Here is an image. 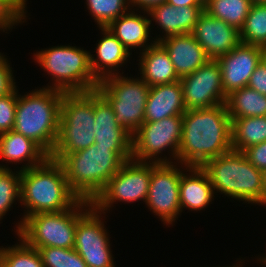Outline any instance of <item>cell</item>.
<instances>
[{
    "mask_svg": "<svg viewBox=\"0 0 266 267\" xmlns=\"http://www.w3.org/2000/svg\"><path fill=\"white\" fill-rule=\"evenodd\" d=\"M247 86L266 95V66L262 62L256 66Z\"/></svg>",
    "mask_w": 266,
    "mask_h": 267,
    "instance_id": "obj_38",
    "label": "cell"
},
{
    "mask_svg": "<svg viewBox=\"0 0 266 267\" xmlns=\"http://www.w3.org/2000/svg\"><path fill=\"white\" fill-rule=\"evenodd\" d=\"M99 29L102 38H98L95 45L96 54L90 53V65L94 77L101 81L108 76L123 74L119 70L130 64L132 55L107 27Z\"/></svg>",
    "mask_w": 266,
    "mask_h": 267,
    "instance_id": "obj_18",
    "label": "cell"
},
{
    "mask_svg": "<svg viewBox=\"0 0 266 267\" xmlns=\"http://www.w3.org/2000/svg\"><path fill=\"white\" fill-rule=\"evenodd\" d=\"M181 134L182 116L143 123L132 136V159L157 164L177 163Z\"/></svg>",
    "mask_w": 266,
    "mask_h": 267,
    "instance_id": "obj_10",
    "label": "cell"
},
{
    "mask_svg": "<svg viewBox=\"0 0 266 267\" xmlns=\"http://www.w3.org/2000/svg\"><path fill=\"white\" fill-rule=\"evenodd\" d=\"M28 11L19 0H0V33H6L27 22ZM11 30V31H10Z\"/></svg>",
    "mask_w": 266,
    "mask_h": 267,
    "instance_id": "obj_34",
    "label": "cell"
},
{
    "mask_svg": "<svg viewBox=\"0 0 266 267\" xmlns=\"http://www.w3.org/2000/svg\"><path fill=\"white\" fill-rule=\"evenodd\" d=\"M94 144L97 147H132V136L116 121L108 101L94 90Z\"/></svg>",
    "mask_w": 266,
    "mask_h": 267,
    "instance_id": "obj_23",
    "label": "cell"
},
{
    "mask_svg": "<svg viewBox=\"0 0 266 267\" xmlns=\"http://www.w3.org/2000/svg\"><path fill=\"white\" fill-rule=\"evenodd\" d=\"M251 6L250 0H210L204 11L240 30Z\"/></svg>",
    "mask_w": 266,
    "mask_h": 267,
    "instance_id": "obj_28",
    "label": "cell"
},
{
    "mask_svg": "<svg viewBox=\"0 0 266 267\" xmlns=\"http://www.w3.org/2000/svg\"><path fill=\"white\" fill-rule=\"evenodd\" d=\"M261 48V62L266 66V46H262Z\"/></svg>",
    "mask_w": 266,
    "mask_h": 267,
    "instance_id": "obj_43",
    "label": "cell"
},
{
    "mask_svg": "<svg viewBox=\"0 0 266 267\" xmlns=\"http://www.w3.org/2000/svg\"><path fill=\"white\" fill-rule=\"evenodd\" d=\"M90 51L83 47L58 45L33 53V60L48 74L50 81L43 88L64 93L94 91L99 81L90 65Z\"/></svg>",
    "mask_w": 266,
    "mask_h": 267,
    "instance_id": "obj_6",
    "label": "cell"
},
{
    "mask_svg": "<svg viewBox=\"0 0 266 267\" xmlns=\"http://www.w3.org/2000/svg\"><path fill=\"white\" fill-rule=\"evenodd\" d=\"M16 237L19 241L16 244L0 246V260L7 267H44L38 250Z\"/></svg>",
    "mask_w": 266,
    "mask_h": 267,
    "instance_id": "obj_30",
    "label": "cell"
},
{
    "mask_svg": "<svg viewBox=\"0 0 266 267\" xmlns=\"http://www.w3.org/2000/svg\"><path fill=\"white\" fill-rule=\"evenodd\" d=\"M18 88L0 96V134L13 130L16 117Z\"/></svg>",
    "mask_w": 266,
    "mask_h": 267,
    "instance_id": "obj_35",
    "label": "cell"
},
{
    "mask_svg": "<svg viewBox=\"0 0 266 267\" xmlns=\"http://www.w3.org/2000/svg\"><path fill=\"white\" fill-rule=\"evenodd\" d=\"M266 253V252H265ZM262 254H260L259 256H257L256 258V260H255V263L257 262V264L259 263V264H261L262 265V267H266V254H263L262 256H261ZM264 265V266H263Z\"/></svg>",
    "mask_w": 266,
    "mask_h": 267,
    "instance_id": "obj_42",
    "label": "cell"
},
{
    "mask_svg": "<svg viewBox=\"0 0 266 267\" xmlns=\"http://www.w3.org/2000/svg\"><path fill=\"white\" fill-rule=\"evenodd\" d=\"M137 58V75L150 87L180 80L169 54L159 42L139 53Z\"/></svg>",
    "mask_w": 266,
    "mask_h": 267,
    "instance_id": "obj_25",
    "label": "cell"
},
{
    "mask_svg": "<svg viewBox=\"0 0 266 267\" xmlns=\"http://www.w3.org/2000/svg\"><path fill=\"white\" fill-rule=\"evenodd\" d=\"M159 43L169 54L180 78L195 72L210 60L192 33L166 37Z\"/></svg>",
    "mask_w": 266,
    "mask_h": 267,
    "instance_id": "obj_21",
    "label": "cell"
},
{
    "mask_svg": "<svg viewBox=\"0 0 266 267\" xmlns=\"http://www.w3.org/2000/svg\"><path fill=\"white\" fill-rule=\"evenodd\" d=\"M266 205V171L264 172V180H263V197H262V206Z\"/></svg>",
    "mask_w": 266,
    "mask_h": 267,
    "instance_id": "obj_41",
    "label": "cell"
},
{
    "mask_svg": "<svg viewBox=\"0 0 266 267\" xmlns=\"http://www.w3.org/2000/svg\"><path fill=\"white\" fill-rule=\"evenodd\" d=\"M48 157L37 143L14 130L0 134L1 169H11L10 163L16 166L20 164V167L14 166L15 169L26 170L42 164Z\"/></svg>",
    "mask_w": 266,
    "mask_h": 267,
    "instance_id": "obj_20",
    "label": "cell"
},
{
    "mask_svg": "<svg viewBox=\"0 0 266 267\" xmlns=\"http://www.w3.org/2000/svg\"><path fill=\"white\" fill-rule=\"evenodd\" d=\"M105 215L92 206L77 222L73 248L88 267L116 266Z\"/></svg>",
    "mask_w": 266,
    "mask_h": 267,
    "instance_id": "obj_13",
    "label": "cell"
},
{
    "mask_svg": "<svg viewBox=\"0 0 266 267\" xmlns=\"http://www.w3.org/2000/svg\"><path fill=\"white\" fill-rule=\"evenodd\" d=\"M203 7H205L209 2L210 0H197Z\"/></svg>",
    "mask_w": 266,
    "mask_h": 267,
    "instance_id": "obj_46",
    "label": "cell"
},
{
    "mask_svg": "<svg viewBox=\"0 0 266 267\" xmlns=\"http://www.w3.org/2000/svg\"><path fill=\"white\" fill-rule=\"evenodd\" d=\"M150 176L151 162H141L131 158L123 163L91 204L97 211L106 214L110 213L109 211L115 208L114 204L118 202L146 203Z\"/></svg>",
    "mask_w": 266,
    "mask_h": 267,
    "instance_id": "obj_11",
    "label": "cell"
},
{
    "mask_svg": "<svg viewBox=\"0 0 266 267\" xmlns=\"http://www.w3.org/2000/svg\"><path fill=\"white\" fill-rule=\"evenodd\" d=\"M132 158V147H97L67 154L61 161L72 191L81 199L92 202L106 183Z\"/></svg>",
    "mask_w": 266,
    "mask_h": 267,
    "instance_id": "obj_3",
    "label": "cell"
},
{
    "mask_svg": "<svg viewBox=\"0 0 266 267\" xmlns=\"http://www.w3.org/2000/svg\"><path fill=\"white\" fill-rule=\"evenodd\" d=\"M166 2V0H129L131 9L149 11L153 6Z\"/></svg>",
    "mask_w": 266,
    "mask_h": 267,
    "instance_id": "obj_39",
    "label": "cell"
},
{
    "mask_svg": "<svg viewBox=\"0 0 266 267\" xmlns=\"http://www.w3.org/2000/svg\"><path fill=\"white\" fill-rule=\"evenodd\" d=\"M94 119V91L63 93L58 137L49 157L60 162L94 144Z\"/></svg>",
    "mask_w": 266,
    "mask_h": 267,
    "instance_id": "obj_7",
    "label": "cell"
},
{
    "mask_svg": "<svg viewBox=\"0 0 266 267\" xmlns=\"http://www.w3.org/2000/svg\"><path fill=\"white\" fill-rule=\"evenodd\" d=\"M150 86L139 75H112L99 81L96 90L108 101L119 125L133 136L144 123Z\"/></svg>",
    "mask_w": 266,
    "mask_h": 267,
    "instance_id": "obj_9",
    "label": "cell"
},
{
    "mask_svg": "<svg viewBox=\"0 0 266 267\" xmlns=\"http://www.w3.org/2000/svg\"><path fill=\"white\" fill-rule=\"evenodd\" d=\"M0 52V96H4L13 91L17 86L14 77V70L9 59Z\"/></svg>",
    "mask_w": 266,
    "mask_h": 267,
    "instance_id": "obj_36",
    "label": "cell"
},
{
    "mask_svg": "<svg viewBox=\"0 0 266 267\" xmlns=\"http://www.w3.org/2000/svg\"><path fill=\"white\" fill-rule=\"evenodd\" d=\"M107 28L131 55H133L132 51L136 50L137 54L141 53L156 42L150 33L152 31L148 11L130 9L112 21ZM138 50L140 52H137Z\"/></svg>",
    "mask_w": 266,
    "mask_h": 267,
    "instance_id": "obj_19",
    "label": "cell"
},
{
    "mask_svg": "<svg viewBox=\"0 0 266 267\" xmlns=\"http://www.w3.org/2000/svg\"><path fill=\"white\" fill-rule=\"evenodd\" d=\"M25 93L18 89L13 130L33 140L50 156L58 137L64 92L40 87Z\"/></svg>",
    "mask_w": 266,
    "mask_h": 267,
    "instance_id": "obj_4",
    "label": "cell"
},
{
    "mask_svg": "<svg viewBox=\"0 0 266 267\" xmlns=\"http://www.w3.org/2000/svg\"><path fill=\"white\" fill-rule=\"evenodd\" d=\"M166 2L174 7L178 6H202L197 0H166Z\"/></svg>",
    "mask_w": 266,
    "mask_h": 267,
    "instance_id": "obj_40",
    "label": "cell"
},
{
    "mask_svg": "<svg viewBox=\"0 0 266 267\" xmlns=\"http://www.w3.org/2000/svg\"><path fill=\"white\" fill-rule=\"evenodd\" d=\"M227 112L232 119L266 116V95L245 86L227 95Z\"/></svg>",
    "mask_w": 266,
    "mask_h": 267,
    "instance_id": "obj_26",
    "label": "cell"
},
{
    "mask_svg": "<svg viewBox=\"0 0 266 267\" xmlns=\"http://www.w3.org/2000/svg\"><path fill=\"white\" fill-rule=\"evenodd\" d=\"M240 31V42L266 46V3L252 4Z\"/></svg>",
    "mask_w": 266,
    "mask_h": 267,
    "instance_id": "obj_29",
    "label": "cell"
},
{
    "mask_svg": "<svg viewBox=\"0 0 266 267\" xmlns=\"http://www.w3.org/2000/svg\"><path fill=\"white\" fill-rule=\"evenodd\" d=\"M252 4H262L266 3V0H250Z\"/></svg>",
    "mask_w": 266,
    "mask_h": 267,
    "instance_id": "obj_45",
    "label": "cell"
},
{
    "mask_svg": "<svg viewBox=\"0 0 266 267\" xmlns=\"http://www.w3.org/2000/svg\"><path fill=\"white\" fill-rule=\"evenodd\" d=\"M214 195L208 175L201 167L188 166L182 172L179 188L181 215L184 209L197 213L204 211L214 201Z\"/></svg>",
    "mask_w": 266,
    "mask_h": 267,
    "instance_id": "obj_24",
    "label": "cell"
},
{
    "mask_svg": "<svg viewBox=\"0 0 266 267\" xmlns=\"http://www.w3.org/2000/svg\"><path fill=\"white\" fill-rule=\"evenodd\" d=\"M192 34L213 60L229 53L240 43V31L236 27L210 16L206 11L200 15Z\"/></svg>",
    "mask_w": 266,
    "mask_h": 267,
    "instance_id": "obj_16",
    "label": "cell"
},
{
    "mask_svg": "<svg viewBox=\"0 0 266 267\" xmlns=\"http://www.w3.org/2000/svg\"><path fill=\"white\" fill-rule=\"evenodd\" d=\"M216 60L221 68L222 86L227 96L248 85L252 73L261 62V48L240 42Z\"/></svg>",
    "mask_w": 266,
    "mask_h": 267,
    "instance_id": "obj_15",
    "label": "cell"
},
{
    "mask_svg": "<svg viewBox=\"0 0 266 267\" xmlns=\"http://www.w3.org/2000/svg\"><path fill=\"white\" fill-rule=\"evenodd\" d=\"M19 2L23 5V7L27 10V0H19Z\"/></svg>",
    "mask_w": 266,
    "mask_h": 267,
    "instance_id": "obj_47",
    "label": "cell"
},
{
    "mask_svg": "<svg viewBox=\"0 0 266 267\" xmlns=\"http://www.w3.org/2000/svg\"><path fill=\"white\" fill-rule=\"evenodd\" d=\"M203 11V6L174 7L167 2L153 6L148 11L151 21V30L154 28V22L157 28L159 26V29L161 28V33L156 35V37L154 36L153 39L159 42L166 37L192 33Z\"/></svg>",
    "mask_w": 266,
    "mask_h": 267,
    "instance_id": "obj_17",
    "label": "cell"
},
{
    "mask_svg": "<svg viewBox=\"0 0 266 267\" xmlns=\"http://www.w3.org/2000/svg\"><path fill=\"white\" fill-rule=\"evenodd\" d=\"M232 149L244 151L266 141V116L232 119Z\"/></svg>",
    "mask_w": 266,
    "mask_h": 267,
    "instance_id": "obj_27",
    "label": "cell"
},
{
    "mask_svg": "<svg viewBox=\"0 0 266 267\" xmlns=\"http://www.w3.org/2000/svg\"><path fill=\"white\" fill-rule=\"evenodd\" d=\"M13 170L0 168V224L17 202L20 205L21 171Z\"/></svg>",
    "mask_w": 266,
    "mask_h": 267,
    "instance_id": "obj_31",
    "label": "cell"
},
{
    "mask_svg": "<svg viewBox=\"0 0 266 267\" xmlns=\"http://www.w3.org/2000/svg\"><path fill=\"white\" fill-rule=\"evenodd\" d=\"M92 207L79 200L72 208L60 212L38 213L26 217L15 234L33 248H73L78 220Z\"/></svg>",
    "mask_w": 266,
    "mask_h": 267,
    "instance_id": "obj_8",
    "label": "cell"
},
{
    "mask_svg": "<svg viewBox=\"0 0 266 267\" xmlns=\"http://www.w3.org/2000/svg\"><path fill=\"white\" fill-rule=\"evenodd\" d=\"M85 4L97 28L107 27L131 9L129 0H86Z\"/></svg>",
    "mask_w": 266,
    "mask_h": 267,
    "instance_id": "obj_32",
    "label": "cell"
},
{
    "mask_svg": "<svg viewBox=\"0 0 266 267\" xmlns=\"http://www.w3.org/2000/svg\"><path fill=\"white\" fill-rule=\"evenodd\" d=\"M37 250L44 267H88L74 248L41 247Z\"/></svg>",
    "mask_w": 266,
    "mask_h": 267,
    "instance_id": "obj_33",
    "label": "cell"
},
{
    "mask_svg": "<svg viewBox=\"0 0 266 267\" xmlns=\"http://www.w3.org/2000/svg\"><path fill=\"white\" fill-rule=\"evenodd\" d=\"M186 110L180 80L152 86L146 100L144 123L160 121L170 116H182Z\"/></svg>",
    "mask_w": 266,
    "mask_h": 267,
    "instance_id": "obj_22",
    "label": "cell"
},
{
    "mask_svg": "<svg viewBox=\"0 0 266 267\" xmlns=\"http://www.w3.org/2000/svg\"><path fill=\"white\" fill-rule=\"evenodd\" d=\"M186 109L209 108L225 103L221 68L210 59L195 72L180 78Z\"/></svg>",
    "mask_w": 266,
    "mask_h": 267,
    "instance_id": "obj_14",
    "label": "cell"
},
{
    "mask_svg": "<svg viewBox=\"0 0 266 267\" xmlns=\"http://www.w3.org/2000/svg\"><path fill=\"white\" fill-rule=\"evenodd\" d=\"M79 200L70 188L59 161L48 157L42 164L22 170L20 206H23L24 213L20 221L14 224L15 234L20 230L26 217L67 210Z\"/></svg>",
    "mask_w": 266,
    "mask_h": 267,
    "instance_id": "obj_2",
    "label": "cell"
},
{
    "mask_svg": "<svg viewBox=\"0 0 266 267\" xmlns=\"http://www.w3.org/2000/svg\"><path fill=\"white\" fill-rule=\"evenodd\" d=\"M188 166L181 163L151 162V176L146 207L158 216L164 226L175 225L181 217L179 188L182 172Z\"/></svg>",
    "mask_w": 266,
    "mask_h": 267,
    "instance_id": "obj_12",
    "label": "cell"
},
{
    "mask_svg": "<svg viewBox=\"0 0 266 267\" xmlns=\"http://www.w3.org/2000/svg\"><path fill=\"white\" fill-rule=\"evenodd\" d=\"M0 267H7V266L0 260Z\"/></svg>",
    "mask_w": 266,
    "mask_h": 267,
    "instance_id": "obj_48",
    "label": "cell"
},
{
    "mask_svg": "<svg viewBox=\"0 0 266 267\" xmlns=\"http://www.w3.org/2000/svg\"><path fill=\"white\" fill-rule=\"evenodd\" d=\"M246 158L252 163L258 170L266 171V141L252 145L243 151Z\"/></svg>",
    "mask_w": 266,
    "mask_h": 267,
    "instance_id": "obj_37",
    "label": "cell"
},
{
    "mask_svg": "<svg viewBox=\"0 0 266 267\" xmlns=\"http://www.w3.org/2000/svg\"><path fill=\"white\" fill-rule=\"evenodd\" d=\"M237 261H238V262H237ZM235 262H237V263H234L235 265L233 264L232 266H231V265H230V266L228 265V266H225V267H242V266H244L243 264L245 263V262H244L243 260H241V259H240V260L238 259V260H236ZM242 262H243V263H242ZM240 263H241V264H240ZM218 267H221V266L218 265ZM222 267H224V266H222Z\"/></svg>",
    "mask_w": 266,
    "mask_h": 267,
    "instance_id": "obj_44",
    "label": "cell"
},
{
    "mask_svg": "<svg viewBox=\"0 0 266 267\" xmlns=\"http://www.w3.org/2000/svg\"><path fill=\"white\" fill-rule=\"evenodd\" d=\"M206 172L215 194H222L244 204L262 205L264 172L258 170L243 151L229 150L206 161Z\"/></svg>",
    "mask_w": 266,
    "mask_h": 267,
    "instance_id": "obj_5",
    "label": "cell"
},
{
    "mask_svg": "<svg viewBox=\"0 0 266 267\" xmlns=\"http://www.w3.org/2000/svg\"><path fill=\"white\" fill-rule=\"evenodd\" d=\"M232 120L225 103L186 110L177 163L201 167L206 161L232 149Z\"/></svg>",
    "mask_w": 266,
    "mask_h": 267,
    "instance_id": "obj_1",
    "label": "cell"
}]
</instances>
